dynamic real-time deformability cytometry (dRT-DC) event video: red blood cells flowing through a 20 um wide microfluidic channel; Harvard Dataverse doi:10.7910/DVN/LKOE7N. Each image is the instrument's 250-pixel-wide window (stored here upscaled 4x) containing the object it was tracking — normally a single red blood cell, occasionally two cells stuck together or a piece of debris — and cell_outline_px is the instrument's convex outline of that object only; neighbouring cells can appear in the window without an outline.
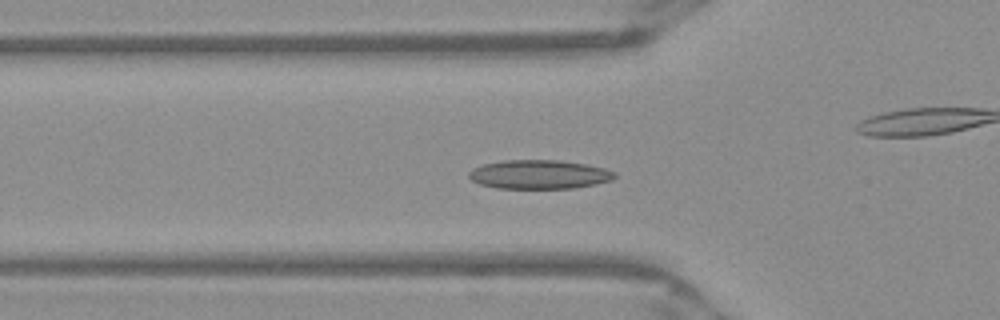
{"species": "Egyptian fruit bat (a non-hibernating species)", "species_latin": "Rousettus aegyptiacus", "temperature_condition": "warm", "stored_images_in_passage": 53, "camera_frame_rate_fps": 3000, "um_per_image_px": 0.085, "frame": {"image": 1, "passage_image": 18, "time_ms": 5.667, "image_size_px": [1000, 320], "cell_outline_px": [[616, 176], [612, 180], [596, 184], [572, 188], [496, 188], [480, 184], [472, 180], [468, 176], [468, 172], [472, 168], [484, 164], [504, 160], [560, 160], [588, 164], [604, 168], [616, 172]], "centroid_in_image_um": [45.84, 14.82], "position_along_channel_um": 80.0, "area_um2": 24.68}}
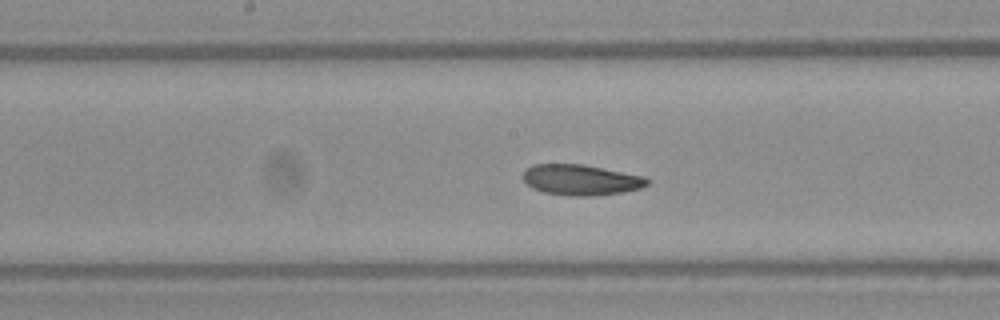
{"frame": {"image": 2, "passage_image": 27, "time_ms": 8.667, "image_size_px": [1000, 320], "cell_outline_px": [[652, 180], [648, 184], [640, 188], [624, 192], [592, 196], [568, 196], [544, 192], [532, 188], [520, 176], [524, 168], [532, 164], [584, 164], [644, 176]], "centroid_in_image_um": [49.35, 15.28], "position_along_channel_um": 198.8, "area_um2": 22.54}}
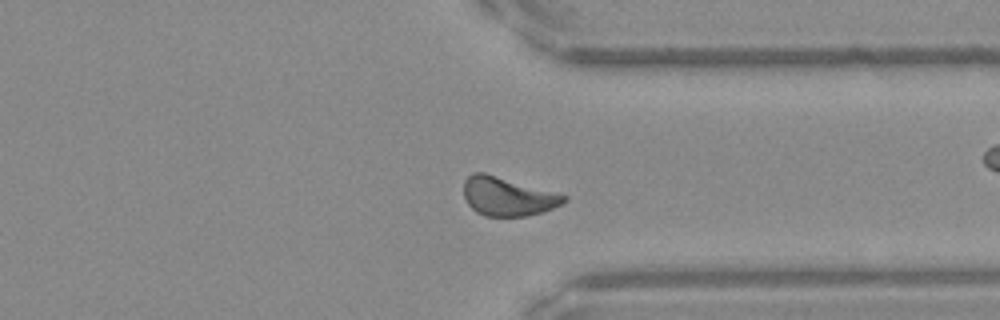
{"frame": {"image": 3, "passage_image": 40, "time_ms": 13.0, "image_size_px": [1000, 320], "cell_outline_px": [[568, 200], [552, 208], [528, 216], [484, 216], [476, 212], [468, 204], [464, 196], [464, 180], [472, 172], [484, 172], [568, 196]], "centroid_in_image_um": [43.11, 16.7], "position_along_channel_um": 368.3, "area_um2": 22.43}, "authors_computed_cell_mechanics": {"area_um2": 22.7732, "velocity_mm_per_s": 3.928, "shape_relaxation_time_tau1_ms": 6.8697, "shape_relaxation_time_tau2_ms": 4.5724, "deformation_change_tau1": 0.1391, "deformation_change_tau2": 0.0944}}